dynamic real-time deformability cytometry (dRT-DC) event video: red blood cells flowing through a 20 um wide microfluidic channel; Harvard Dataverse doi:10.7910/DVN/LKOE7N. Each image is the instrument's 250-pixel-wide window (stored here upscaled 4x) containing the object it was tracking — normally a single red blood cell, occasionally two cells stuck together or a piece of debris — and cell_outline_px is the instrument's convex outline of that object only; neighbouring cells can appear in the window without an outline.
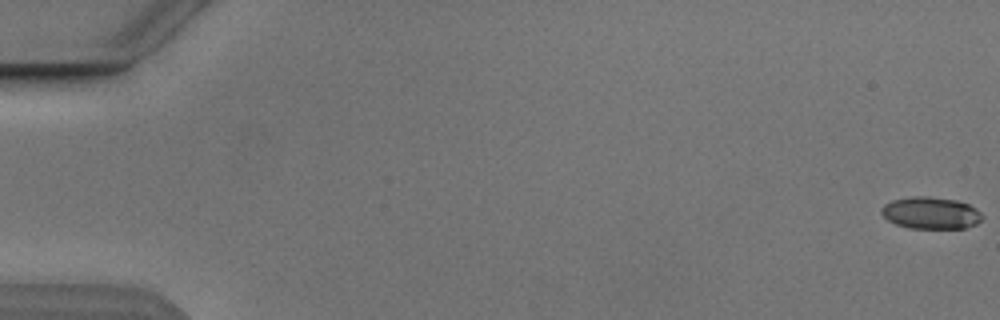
{"species": "Egyptian fruit bat (a non-hibernating species)", "species_latin": "Rousettus aegyptiacus", "temperature_condition": "cold", "stored_images_in_passage": 6, "camera_frame_rate_fps": 3000, "um_per_image_px": 0.085, "animal": {"sex": "male"}, "frame": {"image": 1, "passage_image": 1, "time_ms": 0.0, "image_size_px": [1000, 320], "cell_outline_px": [[984, 216], [976, 224], [964, 228], [908, 228], [896, 224], [888, 220], [880, 212], [880, 208], [884, 204], [892, 200], [912, 196], [928, 196], [956, 200], [968, 204], [976, 208]], "centroid_in_image_um": [79.1, 18.09], "position_along_channel_um": 5.9, "area_um2": 18.84}}
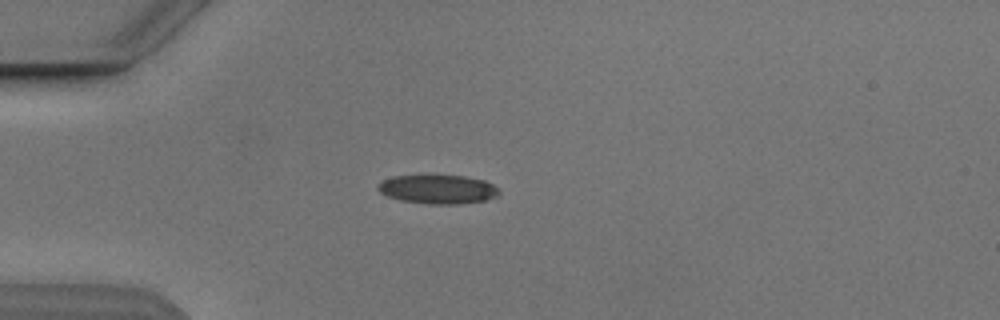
{"frame": {"image": 2, "passage_image": 5, "time_ms": 5.0, "image_size_px": [1000, 320], "cell_outline_px": [[500, 192], [496, 196], [484, 200], [460, 204], [424, 204], [400, 200], [388, 196], [380, 192], [376, 188], [376, 184], [392, 176], [464, 176], [484, 180], [492, 184]], "centroid_in_image_um": [37.18, 16.1], "position_along_channel_um": 47.8, "area_um2": 20.29}}